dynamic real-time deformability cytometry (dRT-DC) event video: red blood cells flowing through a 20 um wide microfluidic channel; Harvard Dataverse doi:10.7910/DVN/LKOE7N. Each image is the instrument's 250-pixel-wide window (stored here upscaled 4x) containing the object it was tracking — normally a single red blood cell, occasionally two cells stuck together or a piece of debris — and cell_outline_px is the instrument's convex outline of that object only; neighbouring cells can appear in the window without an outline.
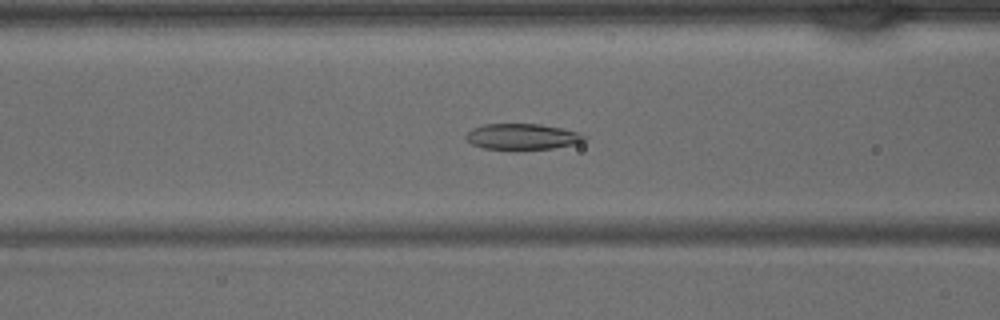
{"species": "common noctule bat (a hibernating species)", "species_latin": "Nyctalus noctula", "temperature_condition": "warm", "stored_images_in_passage": 36, "segment_of_instrument_passage": [1, 2], "camera_frame_rate_fps": 3000, "um_per_image_px": 0.085, "animal": {"sex": "male", "body_mass_g": 15.6}, "frame": {"image": 1, "passage_image": 10, "time_ms": 3.0, "image_size_px": [1000, 320], "cell_outline_px": [[588, 136], [584, 140], [576, 144], [552, 148], [484, 148], [472, 144], [464, 136], [472, 128], [484, 124], [540, 124], [564, 128], [580, 132]], "centroid_in_image_um": [44.44, 11.58], "position_along_channel_um": 122.2, "area_um2": 17.63}}
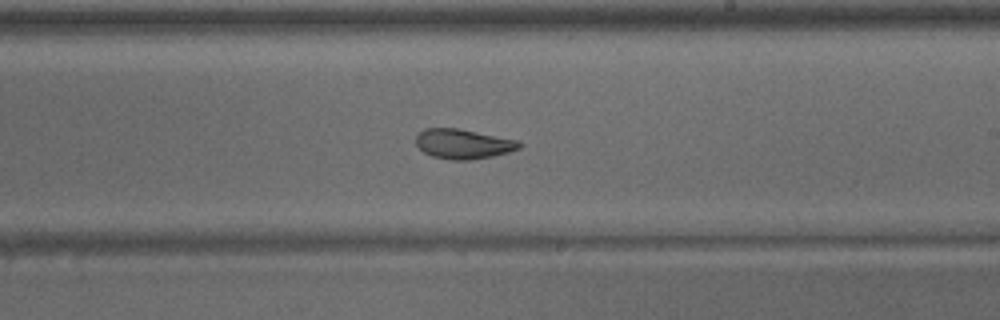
{"frame": {"image": 2, "passage_image": 18, "time_ms": 5.667, "image_size_px": [1000, 320], "cell_outline_px": [[524, 144], [520, 148], [508, 152], [492, 156], [468, 160], [452, 160], [432, 156], [424, 152], [416, 144], [416, 136], [424, 128], [456, 128], [520, 140]], "centroid_in_image_um": [39.4, 12.23], "position_along_channel_um": 249.6, "area_um2": 17.92}}
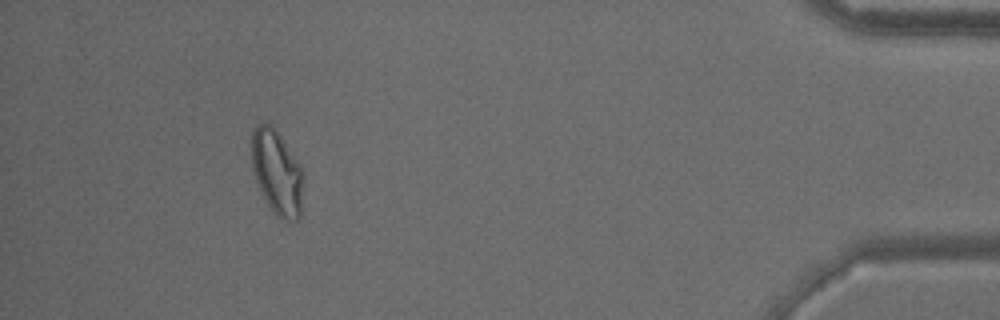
{"frame": {"image": 3, "passage_image": 32, "time_ms": 10.333, "image_size_px": [1000, 320], "cell_outline_px": [[300, 216], [296, 220], [288, 220], [276, 216], [268, 204], [256, 180], [252, 168], [252, 132], [256, 124], [268, 120], [276, 128], [300, 168]], "centroid_in_image_um": [23.47, 14.57], "position_along_channel_um": 411.7, "area_um2": 24.62}}